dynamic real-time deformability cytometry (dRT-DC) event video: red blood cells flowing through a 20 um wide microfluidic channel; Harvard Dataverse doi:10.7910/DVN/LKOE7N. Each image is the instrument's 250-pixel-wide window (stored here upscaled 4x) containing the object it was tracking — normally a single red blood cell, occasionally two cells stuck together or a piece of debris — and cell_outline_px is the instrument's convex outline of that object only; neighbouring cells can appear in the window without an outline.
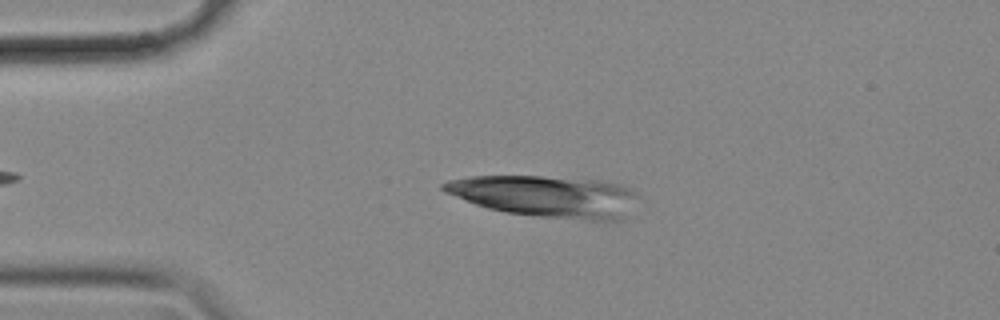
{"species": "common noctule bat (a hibernating species)", "species_latin": "Nyctalus noctula", "temperature_condition": "cold", "stored_images_in_passage": 20, "camera_frame_rate_fps": 3000, "um_per_image_px": 0.085, "animal": {"sex": "female", "body_mass_g": 18.4}, "frame": {"image": 1, "passage_image": 9, "time_ms": 2.667, "image_size_px": [1000, 320], "cell_outline_px": [[636, 196], [620, 220], [608, 224], [604, 224], [536, 216], [504, 212], [488, 208], [476, 204], [444, 192], [440, 188], [440, 184], [448, 180], [468, 176], [540, 176], [600, 180], [620, 184], [636, 192]], "centroid_in_image_um": [46.4, 16.71], "position_along_channel_um": 38.6, "area_um2": 47.74}}